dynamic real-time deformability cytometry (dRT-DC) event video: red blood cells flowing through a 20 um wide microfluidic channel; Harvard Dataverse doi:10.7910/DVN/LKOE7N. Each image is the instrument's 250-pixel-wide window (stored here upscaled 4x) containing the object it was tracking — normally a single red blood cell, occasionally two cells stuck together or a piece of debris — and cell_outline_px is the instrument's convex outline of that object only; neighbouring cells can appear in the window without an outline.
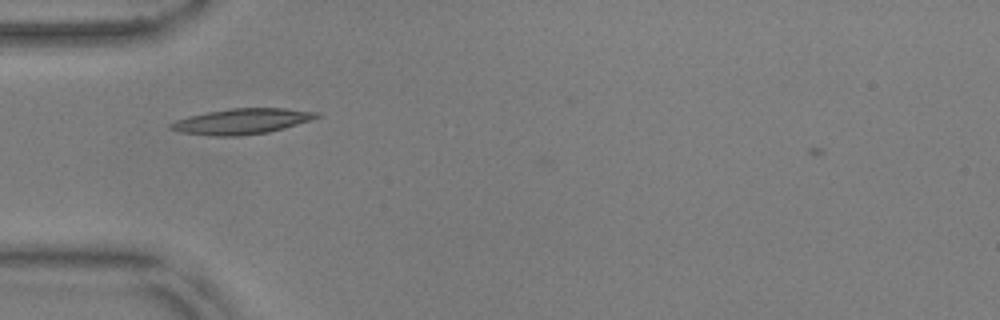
{"species": "common noctule bat (a hibernating species)", "species_latin": "Nyctalus noctula", "temperature_condition": "warm", "stored_images_in_passage": 39, "camera_frame_rate_fps": 3000, "um_per_image_px": 0.085, "animal": {"sex": "male", "body_mass_g": 17.9, "forearm_length_mm": 54.2}, "frame": {"image": 1, "passage_image": 1, "time_ms": 0.0, "image_size_px": [1000, 320], "cell_outline_px": [[320, 116], [296, 124], [268, 132], [240, 136], [216, 136], [180, 132], [168, 128], [168, 124], [176, 120], [188, 116], [208, 112], [232, 108], [284, 108], [320, 112]], "centroid_in_image_um": [20.51, 10.31], "position_along_channel_um": 64.5, "area_um2": 21.5}}
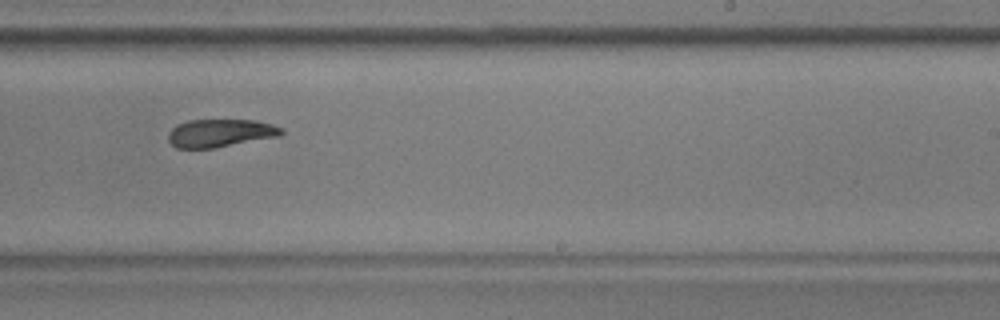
{"frame": {"image": 2, "passage_image": 18, "time_ms": 5.667, "image_size_px": [1000, 320], "cell_outline_px": [[284, 132], [280, 136], [212, 148], [176, 148], [168, 140], [168, 132], [176, 124], [188, 120], [256, 120], [272, 124], [284, 128]], "centroid_in_image_um": [18.72, 11.3], "position_along_channel_um": 270.3, "area_um2": 18.5}}
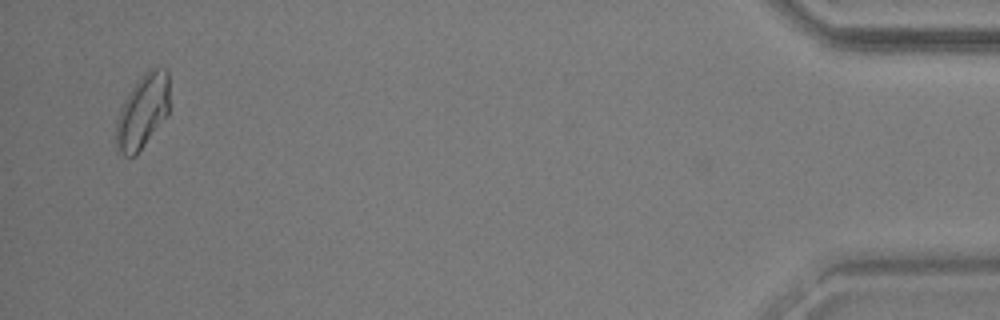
{"frame": {"image": 3, "passage_image": 37, "time_ms": 12.0, "image_size_px": [1000, 320], "cell_outline_px": [[168, 112], [136, 156], [124, 156], [116, 144], [116, 124], [120, 108], [124, 100], [132, 88], [144, 72], [152, 68], [168, 68]], "centroid_in_image_um": [12.11, 9.45], "position_along_channel_um": 423.1, "area_um2": 22.54}, "authors_computed_cell_mechanics": {"area_um2": 19.941, "velocity_mm_per_s": 3.6493, "shape_relaxation_time_tau1_ms": 4.1983, "shape_relaxation_time_tau2_ms": 6.2119, "deformation_change_tau1": 0.1458, "deformation_change_tau2": 0.1248}}